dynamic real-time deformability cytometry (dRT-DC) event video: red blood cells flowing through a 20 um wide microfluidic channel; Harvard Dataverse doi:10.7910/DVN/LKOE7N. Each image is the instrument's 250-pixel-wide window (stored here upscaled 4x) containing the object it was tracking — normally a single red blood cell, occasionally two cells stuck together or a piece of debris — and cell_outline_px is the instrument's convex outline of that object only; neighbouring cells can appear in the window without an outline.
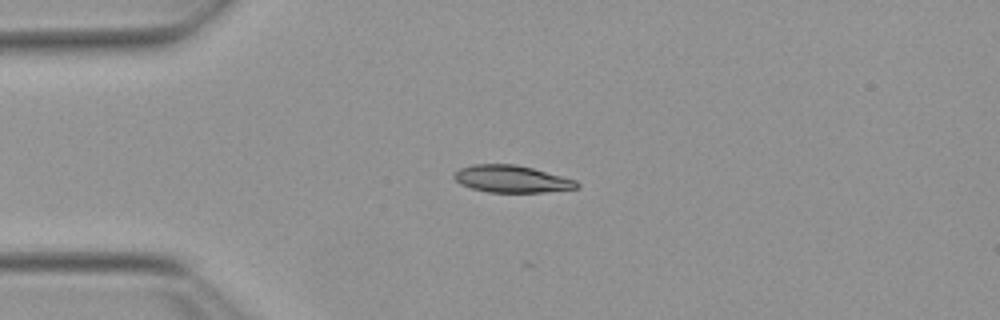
{"species": "Egyptian fruit bat (a non-hibernating species)", "species_latin": "Rousettus aegyptiacus", "temperature_condition": "warm", "stored_images_in_passage": 11, "camera_frame_rate_fps": 3000, "um_per_image_px": 0.085, "animal": {"sex": "female"}, "frame": {"image": 1, "passage_image": 2, "time_ms": 0.333, "image_size_px": [1000, 320], "cell_outline_px": [[580, 188], [544, 192], [488, 192], [472, 188], [460, 184], [452, 176], [460, 168], [472, 164], [516, 164], [532, 168], [576, 180], [580, 184]], "centroid_in_image_um": [43.5, 15.21], "position_along_channel_um": 41.5, "area_um2": 19.36}}
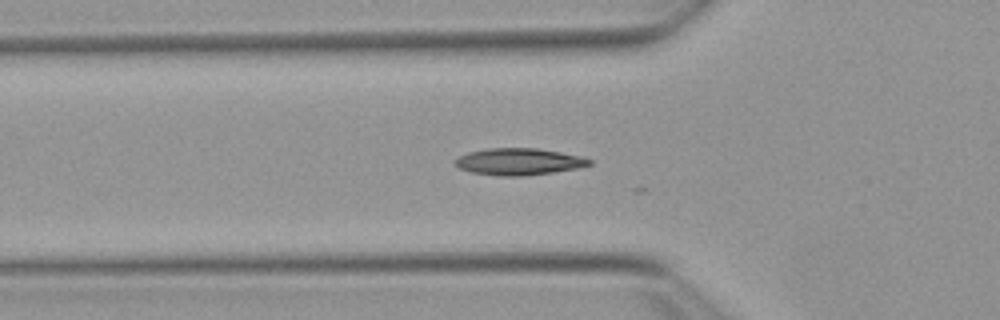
{"frame": {"image": 2, "passage_image": 7, "time_ms": 2.0, "image_size_px": [1000, 320], "cell_outline_px": [[592, 164], [580, 168], [524, 176], [500, 176], [472, 172], [460, 168], [452, 164], [460, 156], [468, 152], [488, 148], [536, 148], [560, 152], [580, 156], [592, 160]], "centroid_in_image_um": [44.11, 13.74], "position_along_channel_um": 81.7, "area_um2": 20.92}}
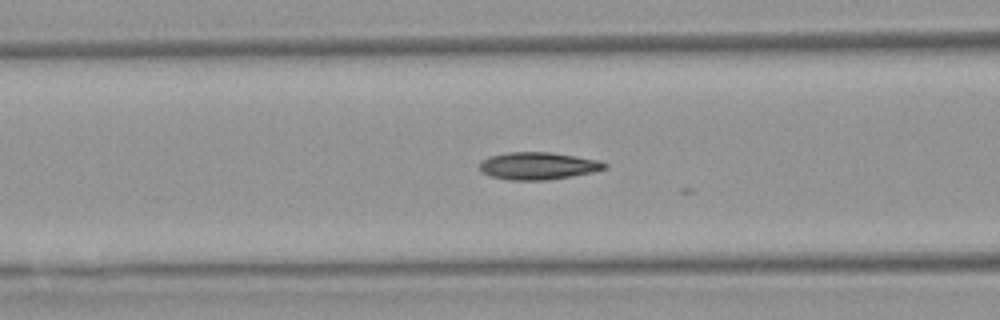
{"frame": {"image": 3, "passage_image": 10, "time_ms": 3.0, "image_size_px": [1000, 320], "cell_outline_px": [[608, 168], [592, 172], [572, 176], [548, 180], [508, 180], [492, 176], [480, 172], [480, 160], [488, 156], [508, 152], [552, 152], [600, 160], [608, 164]], "centroid_in_image_um": [45.73, 14.09], "position_along_channel_um": 120.9, "area_um2": 20.17}}